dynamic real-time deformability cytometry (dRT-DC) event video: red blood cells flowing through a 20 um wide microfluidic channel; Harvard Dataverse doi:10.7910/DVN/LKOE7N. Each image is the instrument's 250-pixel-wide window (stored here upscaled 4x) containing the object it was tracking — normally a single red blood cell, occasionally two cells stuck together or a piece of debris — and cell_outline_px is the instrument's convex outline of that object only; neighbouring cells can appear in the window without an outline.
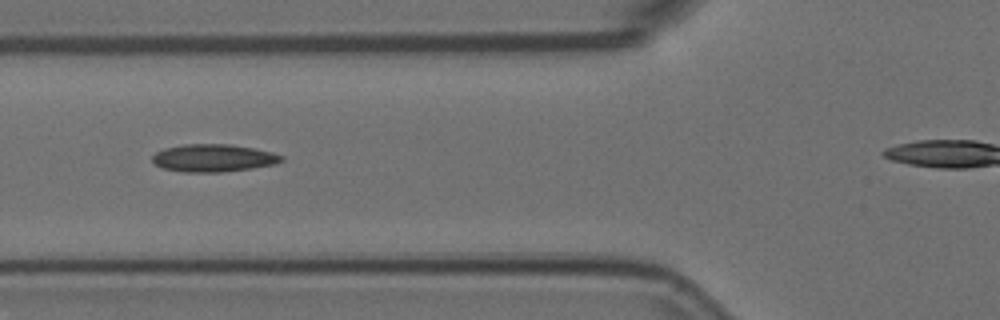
{"species": "Egyptian fruit bat (a non-hibernating species)", "species_latin": "Rousettus aegyptiacus", "temperature_condition": "room temperature", "stored_images_in_passage": 34, "camera_frame_rate_fps": 3000, "um_per_image_px": 0.085, "animal": {"sex": "female"}, "frame": {"image": 1, "passage_image": 7, "time_ms": 2.0, "image_size_px": [1000, 320], "cell_outline_px": [[284, 160], [276, 164], [252, 168], [224, 172], [184, 172], [160, 168], [152, 160], [152, 156], [156, 152], [164, 148], [184, 144], [228, 144], [252, 148], [272, 152], [284, 156]], "centroid_in_image_um": [18.14, 13.43], "position_along_channel_um": 107.7, "area_um2": 20.87}}
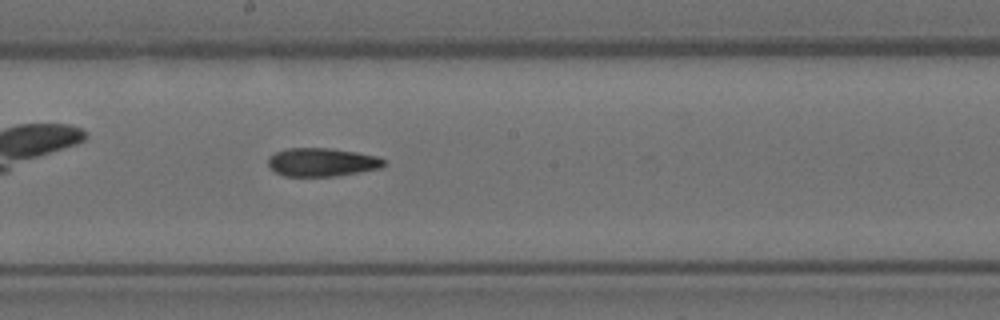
{"frame": {"image": 2, "passage_image": 16, "time_ms": 5.0, "image_size_px": [1000, 320], "cell_outline_px": [[384, 164], [380, 168], [360, 172], [336, 176], [284, 176], [268, 168], [268, 156], [276, 152], [288, 148], [332, 148], [356, 152], [376, 156], [384, 160]], "centroid_in_image_um": [27.32, 13.78], "position_along_channel_um": 220.9, "area_um2": 19.19}}
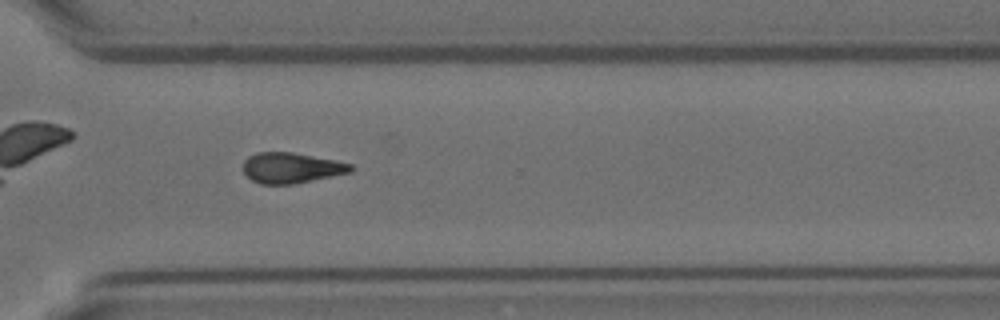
{"frame": {"image": 3, "passage_image": 26, "time_ms": 8.333, "image_size_px": [1000, 320], "cell_outline_px": [[352, 172], [292, 184], [260, 184], [252, 180], [244, 172], [244, 160], [248, 156], [256, 152], [292, 152], [336, 160], [352, 164]], "centroid_in_image_um": [24.76, 14.26], "position_along_channel_um": 345.8, "area_um2": 19.07}}